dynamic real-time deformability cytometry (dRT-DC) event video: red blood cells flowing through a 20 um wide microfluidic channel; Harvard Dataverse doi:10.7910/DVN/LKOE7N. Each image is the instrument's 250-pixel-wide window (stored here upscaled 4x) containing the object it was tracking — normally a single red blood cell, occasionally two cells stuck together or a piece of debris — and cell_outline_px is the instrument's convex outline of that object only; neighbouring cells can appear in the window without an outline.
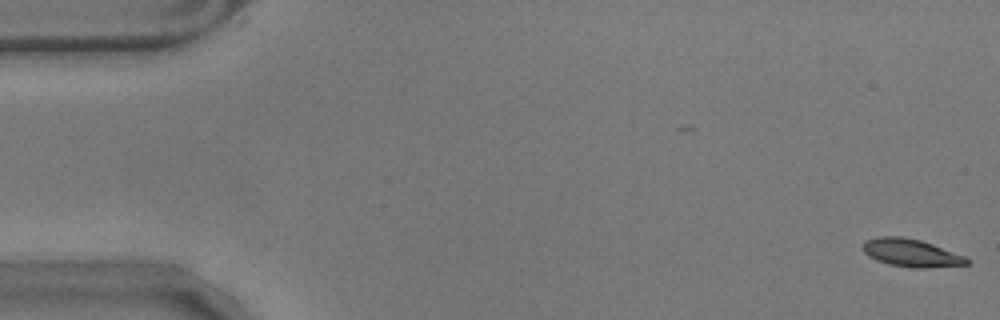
{"species": "common noctule bat (a hibernating species)", "species_latin": "Nyctalus noctula", "temperature_condition": "warm", "stored_images_in_passage": 57, "camera_frame_rate_fps": 3000, "um_per_image_px": 0.085, "animal": {"sex": "male", "body_mass_g": 17.9}, "frame": {"image": 1, "passage_image": 1, "time_ms": 0.0, "image_size_px": [1000, 320], "cell_outline_px": [[968, 264], [924, 268], [916, 268], [888, 264], [876, 260], [868, 256], [864, 252], [864, 240], [876, 236], [900, 236], [920, 240], [932, 244], [964, 256], [968, 260]], "centroid_in_image_um": [77.39, 21.48], "position_along_channel_um": 7.6, "area_um2": 16.65}}
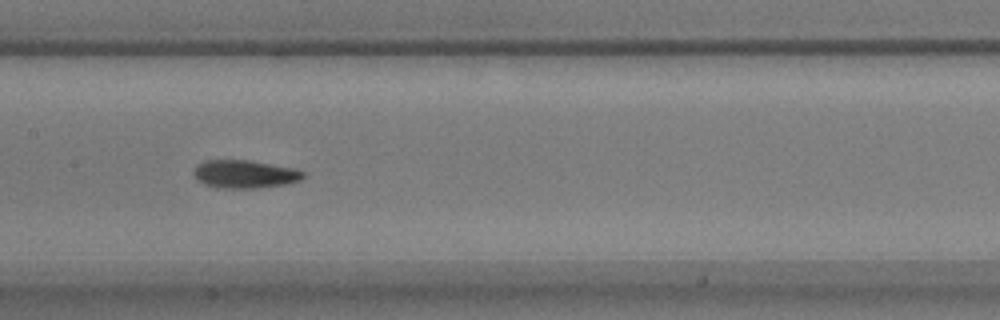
{"frame": {"image": 2, "passage_image": 28, "time_ms": 9.0, "image_size_px": [1000, 320], "cell_outline_px": [[304, 176], [300, 180], [284, 184], [260, 188], [216, 188], [204, 184], [196, 180], [192, 172], [196, 164], [204, 160], [248, 160], [292, 168], [304, 172]], "centroid_in_image_um": [20.72, 14.8], "position_along_channel_um": 186.7, "area_um2": 17.98}}
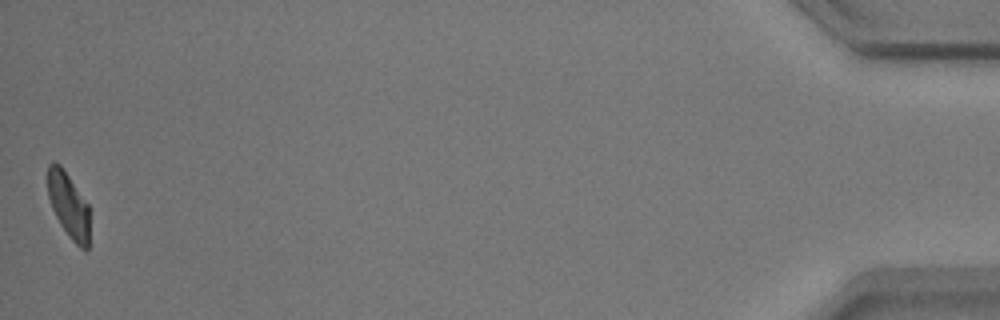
{"frame": {"image": 3, "passage_image": 57, "time_ms": 18.667, "image_size_px": [1000, 320], "cell_outline_px": [[88, 248], [80, 248], [72, 240], [60, 224], [52, 208], [48, 196], [48, 164], [60, 164], [88, 204]], "centroid_in_image_um": [5.81, 17.44], "position_along_channel_um": 429.4, "area_um2": 15.43}, "authors_computed_cell_mechanics": {"area_um2": 17.2244, "velocity_mm_per_s": 3.5125, "shape_relaxation_time_tau1_ms": 4.7575, "shape_relaxation_time_tau2_ms": 2.2399, "deformation_change_tau1": 0.1507, "deformation_change_tau2": 0.0702}}